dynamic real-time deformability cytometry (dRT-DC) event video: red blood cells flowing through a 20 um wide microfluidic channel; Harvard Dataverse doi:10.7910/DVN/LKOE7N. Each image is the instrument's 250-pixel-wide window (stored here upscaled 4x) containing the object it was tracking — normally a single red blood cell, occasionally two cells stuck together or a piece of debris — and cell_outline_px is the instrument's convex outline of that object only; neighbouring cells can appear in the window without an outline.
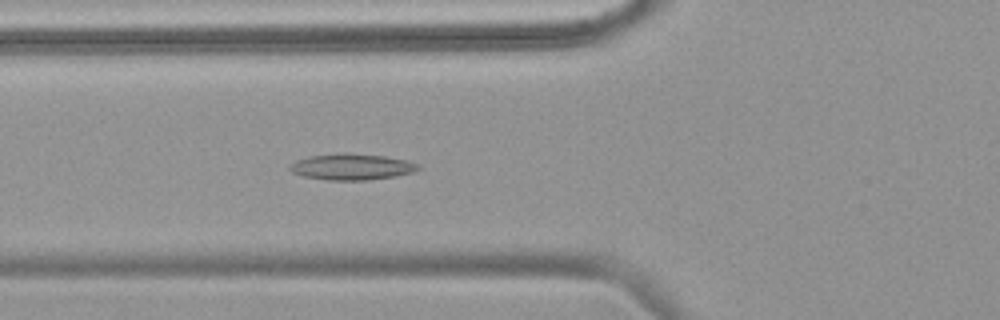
{"species": "common noctule bat (a hibernating species)", "species_latin": "Nyctalus noctula", "temperature_condition": "warm", "stored_images_in_passage": 50, "camera_frame_rate_fps": 3000, "um_per_image_px": 0.085, "animal": {"sex": "female", "body_mass_g": 18.4}, "frame": {"image": 1, "passage_image": 17, "time_ms": 5.333, "image_size_px": [1000, 320], "cell_outline_px": [[420, 168], [412, 172], [396, 176], [368, 180], [328, 180], [304, 176], [292, 172], [288, 168], [296, 160], [308, 156], [344, 152], [384, 156], [408, 160], [420, 164]], "centroid_in_image_um": [29.91, 14.17], "position_along_channel_um": 95.9, "area_um2": 19.65}}
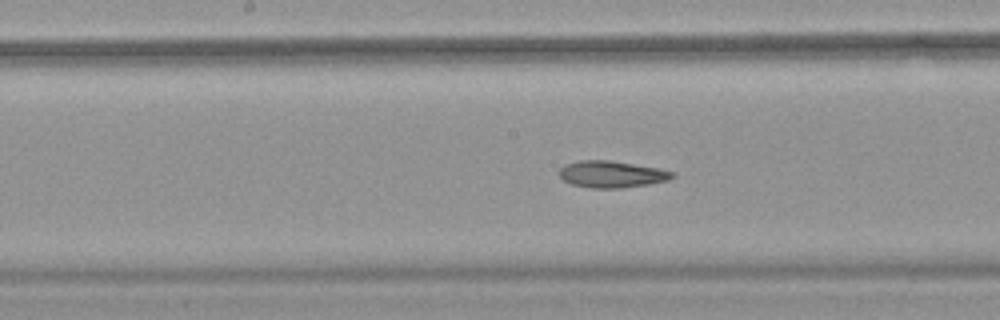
{"frame": {"image": 2, "passage_image": 25, "time_ms": 8.0, "image_size_px": [1000, 320], "cell_outline_px": [[676, 176], [668, 180], [648, 184], [620, 188], [592, 188], [572, 184], [564, 180], [560, 176], [560, 168], [568, 164], [580, 160], [608, 160], [656, 168], [676, 172]], "centroid_in_image_um": [52.02, 14.81], "position_along_channel_um": 196.2, "area_um2": 17.34}}
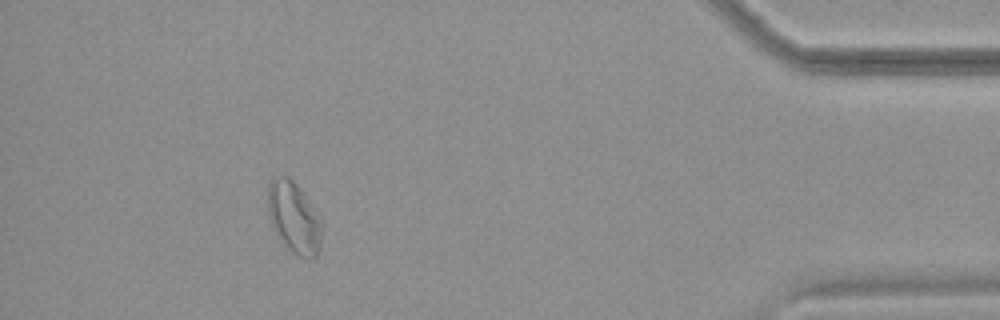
{"frame": {"image": 3, "passage_image": 46, "time_ms": 15.0, "image_size_px": [1000, 320], "cell_outline_px": [[324, 228], [320, 248], [316, 256], [312, 260], [308, 260], [292, 252], [276, 236], [268, 212], [268, 184], [276, 176], [288, 176], [300, 188], [324, 224]], "centroid_in_image_um": [25.02, 18.53], "position_along_channel_um": 410.2, "area_um2": 22.72}, "authors_computed_cell_mechanics": {"area_um2": 19.9988, "velocity_mm_per_s": 3.7538, "shape_relaxation_time_tau1_ms": null, "shape_relaxation_time_tau2_ms": 5.1193, "deformation_change_tau1": null, "deformation_change_tau2": 0.1232}}